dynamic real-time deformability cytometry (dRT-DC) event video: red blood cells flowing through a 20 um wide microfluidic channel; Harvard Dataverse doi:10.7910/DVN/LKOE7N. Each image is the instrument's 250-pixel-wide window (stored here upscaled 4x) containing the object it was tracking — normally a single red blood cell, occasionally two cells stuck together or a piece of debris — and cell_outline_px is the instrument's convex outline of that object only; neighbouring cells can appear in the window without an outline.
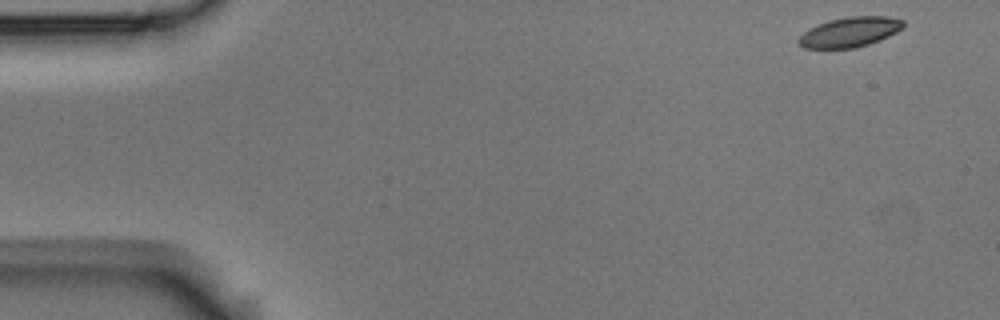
{"species": "Egyptian fruit bat (a non-hibernating species)", "species_latin": "Rousettus aegyptiacus", "temperature_condition": "room temperature", "stored_images_in_passage": 10, "camera_frame_rate_fps": 3000, "um_per_image_px": 0.085, "animal": {"sex": "male"}, "frame": {"image": 1, "passage_image": 1, "time_ms": 0.0, "image_size_px": [1000, 320], "cell_outline_px": [[904, 28], [880, 40], [868, 44], [852, 48], [804, 48], [796, 40], [804, 32], [828, 20], [848, 16], [888, 16], [904, 20]], "centroid_in_image_um": [72.27, 2.71], "position_along_channel_um": 12.7, "area_um2": 18.15}}
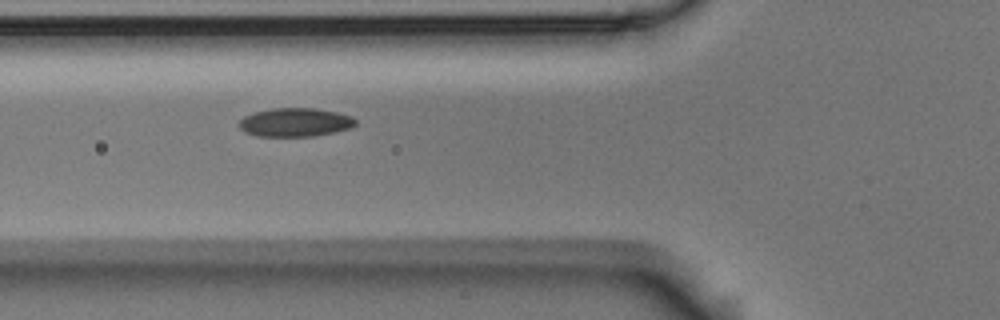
{"frame": {"image": 2, "passage_image": 6, "time_ms": 1.667, "image_size_px": [1000, 320], "cell_outline_px": [[356, 124], [348, 128], [332, 132], [312, 136], [256, 136], [244, 132], [240, 128], [240, 120], [244, 116], [252, 112], [272, 108], [316, 108], [336, 112], [352, 116], [356, 120]], "centroid_in_image_um": [25.05, 10.38], "position_along_channel_um": 100.7, "area_um2": 19.36}}
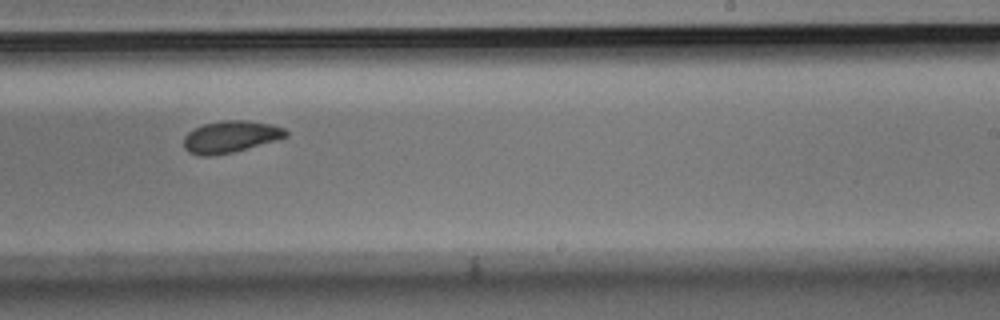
{"frame": {"image": 3, "passage_image": 10, "time_ms": 3.0, "image_size_px": [1000, 320], "cell_outline_px": [[288, 136], [276, 140], [232, 152], [212, 156], [200, 156], [188, 152], [184, 148], [184, 136], [188, 132], [204, 124], [224, 120], [244, 120], [272, 124], [284, 128], [288, 132]], "centroid_in_image_um": [19.58, 11.62], "position_along_channel_um": 269.4, "area_um2": 18.84}}